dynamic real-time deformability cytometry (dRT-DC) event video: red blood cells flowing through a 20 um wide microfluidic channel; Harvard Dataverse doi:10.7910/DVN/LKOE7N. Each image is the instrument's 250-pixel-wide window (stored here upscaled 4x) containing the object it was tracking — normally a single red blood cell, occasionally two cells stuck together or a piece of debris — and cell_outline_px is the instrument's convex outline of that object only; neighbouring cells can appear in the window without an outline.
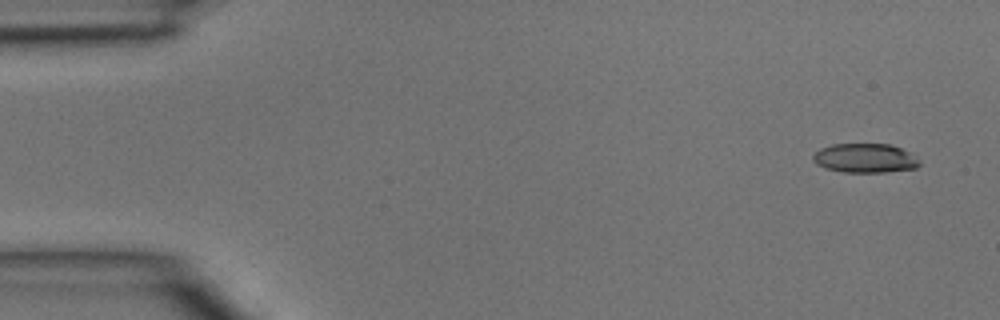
{"species": "common noctule bat (a hibernating species)", "species_latin": "Nyctalus noctula", "temperature_condition": "room temperature", "stored_images_in_passage": 4, "camera_frame_rate_fps": 3000, "um_per_image_px": 0.085, "animal": {"sex": "male", "body_mass_g": 15.6}, "frame": {"image": 1, "passage_image": 1, "time_ms": 0.0, "image_size_px": [1000, 320], "cell_outline_px": [[920, 164], [916, 168], [884, 172], [844, 172], [824, 168], [816, 164], [812, 160], [812, 156], [820, 148], [832, 144], [892, 144], [916, 156], [920, 160]], "centroid_in_image_um": [73.52, 13.44], "position_along_channel_um": 11.5, "area_um2": 18.21}}